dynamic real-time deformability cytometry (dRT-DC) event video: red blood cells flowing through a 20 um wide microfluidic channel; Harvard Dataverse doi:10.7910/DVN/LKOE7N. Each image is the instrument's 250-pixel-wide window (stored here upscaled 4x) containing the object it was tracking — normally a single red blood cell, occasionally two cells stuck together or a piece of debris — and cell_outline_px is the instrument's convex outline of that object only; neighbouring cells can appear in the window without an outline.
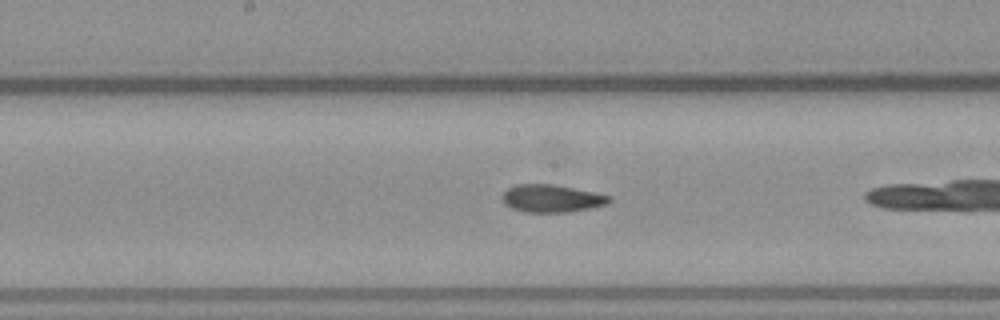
{"species": "common noctule bat (a hibernating species)", "species_latin": "Nyctalus noctula", "temperature_condition": "warm", "stored_images_in_passage": 26, "camera_frame_rate_fps": 3000, "um_per_image_px": 0.085, "animal": {"sex": "male", "body_mass_g": 23.1, "forearm_length_mm": 52.7}, "frame": {"image": 1, "passage_image": 12, "time_ms": 3.667, "image_size_px": [1000, 320], "cell_outline_px": [[612, 200], [608, 204], [568, 212], [524, 212], [512, 208], [504, 204], [504, 192], [508, 188], [516, 184], [552, 184], [612, 196]], "centroid_in_image_um": [46.9, 16.87], "position_along_channel_um": 201.3, "area_um2": 16.99}}
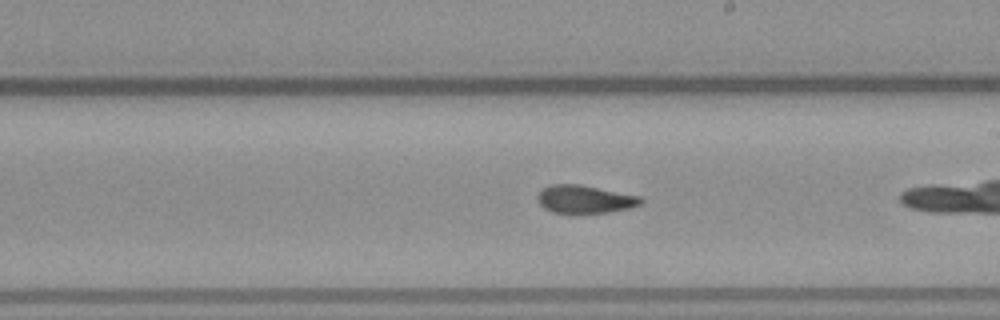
{"frame": {"image": 2, "passage_image": 15, "time_ms": 4.667, "image_size_px": [1000, 320], "cell_outline_px": [[644, 200], [640, 204], [628, 208], [608, 212], [580, 216], [552, 212], [544, 208], [536, 200], [536, 196], [540, 188], [552, 184], [580, 184], [640, 196]], "centroid_in_image_um": [49.64, 16.96], "position_along_channel_um": 239.4, "area_um2": 17.57}}
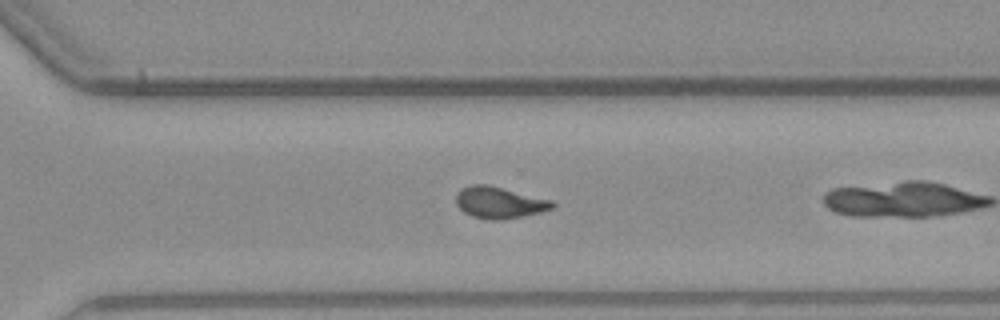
{"frame": {"image": 3, "passage_image": 22, "time_ms": 7.0, "image_size_px": [1000, 320], "cell_outline_px": [[556, 204], [552, 208], [540, 212], [524, 216], [500, 220], [492, 220], [472, 216], [464, 212], [456, 204], [456, 192], [460, 188], [472, 184], [488, 184], [552, 200]], "centroid_in_image_um": [42.42, 17.2], "position_along_channel_um": 328.2, "area_um2": 17.8}}